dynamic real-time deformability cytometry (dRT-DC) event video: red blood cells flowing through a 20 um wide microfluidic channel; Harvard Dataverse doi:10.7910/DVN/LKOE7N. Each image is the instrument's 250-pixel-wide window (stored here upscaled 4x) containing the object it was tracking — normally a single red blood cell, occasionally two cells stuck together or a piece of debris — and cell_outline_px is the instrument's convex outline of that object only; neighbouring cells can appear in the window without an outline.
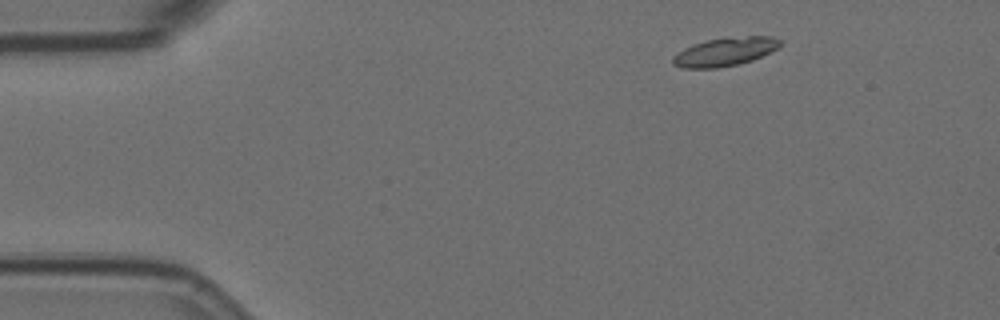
{"species": "Egyptian fruit bat (a non-hibernating species)", "species_latin": "Rousettus aegyptiacus", "temperature_condition": "room temperature", "stored_images_in_passage": 3, "camera_frame_rate_fps": 3000, "um_per_image_px": 0.085, "animal": {"sex": "female"}, "frame": {"image": 1, "passage_image": 1, "time_ms": 0.0, "image_size_px": [1000, 320], "cell_outline_px": [[780, 48], [752, 60], [740, 64], [716, 68], [684, 68], [672, 64], [672, 56], [676, 52], [692, 44], [708, 40], [728, 36], [772, 36], [780, 40]], "centroid_in_image_um": [61.61, 4.39], "position_along_channel_um": 23.4, "area_um2": 18.09}}